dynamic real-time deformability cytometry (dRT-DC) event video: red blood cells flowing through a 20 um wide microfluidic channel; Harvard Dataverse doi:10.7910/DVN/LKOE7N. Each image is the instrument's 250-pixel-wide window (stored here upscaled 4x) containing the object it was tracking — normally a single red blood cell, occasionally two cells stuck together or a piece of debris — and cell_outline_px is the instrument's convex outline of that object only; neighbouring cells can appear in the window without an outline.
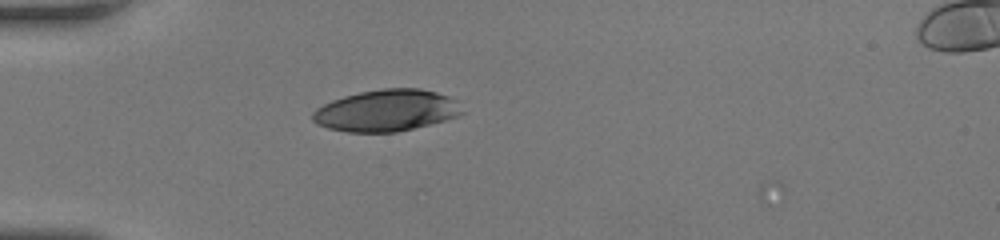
{"species": "human", "species_latin": "Homo sapiens", "temperature_condition": "room temperature", "stored_images_in_passage": 3, "segment_of_instrument_passage": [1, 2], "camera_frame_rate_fps": 3000, "um_per_image_px": 0.085, "donor": {"sex": "female"}, "frame": {"image": 1, "passage_image": 1, "time_ms": 0.0, "image_size_px": [1000, 240], "cell_outline_px": [[464, 112], [456, 116], [444, 120], [396, 132], [348, 132], [328, 128], [316, 124], [312, 120], [312, 112], [316, 108], [332, 100], [344, 96], [360, 92], [384, 88], [420, 88], [436, 92], [448, 96], [456, 100]], "centroid_in_image_um": [32.81, 9.39], "position_along_channel_um": 52.2, "area_um2": 36.13}}